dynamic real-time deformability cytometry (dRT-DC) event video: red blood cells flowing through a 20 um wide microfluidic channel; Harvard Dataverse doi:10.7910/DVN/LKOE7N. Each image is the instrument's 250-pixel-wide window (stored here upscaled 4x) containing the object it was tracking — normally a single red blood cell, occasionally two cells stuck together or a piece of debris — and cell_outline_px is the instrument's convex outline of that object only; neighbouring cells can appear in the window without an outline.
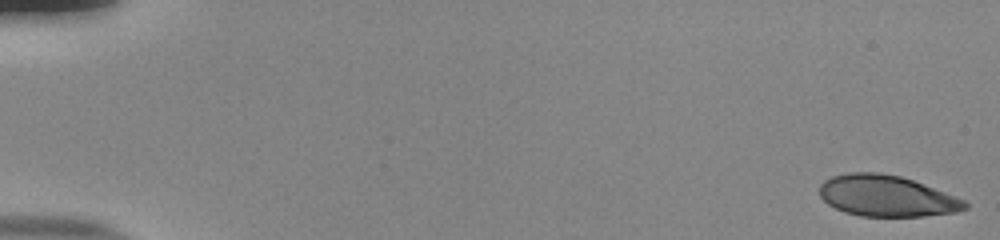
{"species": "human", "species_latin": "Homo sapiens", "temperature_condition": "room temperature", "stored_images_in_passage": 54, "camera_frame_rate_fps": 3000, "um_per_image_px": 0.085, "donor": {"sex": "male"}, "frame": {"image": 1, "passage_image": 1, "time_ms": 0.0, "image_size_px": [1000, 240], "cell_outline_px": [[968, 208], [956, 212], [924, 216], [860, 216], [844, 212], [828, 204], [820, 196], [820, 184], [824, 180], [832, 176], [848, 172], [880, 172], [900, 176], [912, 180], [964, 200], [968, 204]], "centroid_in_image_um": [75.33, 16.65], "position_along_channel_um": 9.7, "area_um2": 34.68}}
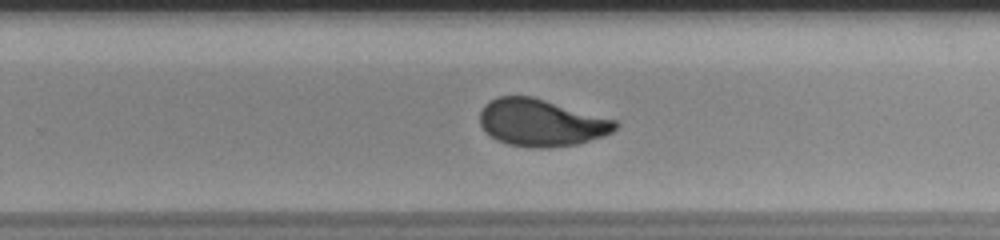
{"frame": {"image": 2, "passage_image": 36, "time_ms": 11.667, "image_size_px": [1000, 240], "cell_outline_px": [[620, 124], [612, 132], [604, 136], [576, 144], [548, 148], [532, 148], [508, 144], [496, 140], [480, 124], [480, 112], [484, 104], [488, 100], [500, 96], [532, 96], [616, 120]], "centroid_in_image_um": [46.0, 10.43], "position_along_channel_um": 283.8, "area_um2": 37.17}}
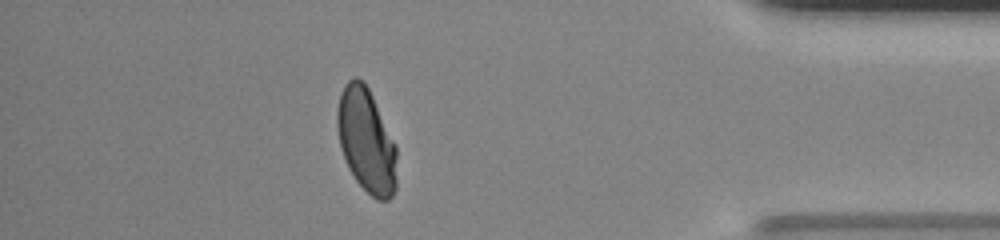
{"frame": {"image": 3, "passage_image": 48, "time_ms": 15.667, "image_size_px": [1000, 240], "cell_outline_px": [[396, 188], [392, 196], [388, 200], [376, 200], [356, 180], [348, 168], [340, 148], [336, 128], [336, 112], [340, 92], [344, 84], [352, 76], [356, 76], [364, 80], [396, 144]], "centroid_in_image_um": [31.11, 11.91], "position_along_channel_um": 404.1, "area_um2": 36.53}, "authors_computed_cell_mechanics": {"area_um2": 37.281, "velocity_mm_per_s": 3.8441, "shape_relaxation_time_tau1_ms": 6.1207, "shape_relaxation_time_tau2_ms": null, "deformation_change_tau1": 0.2068, "deformation_change_tau2": null}}